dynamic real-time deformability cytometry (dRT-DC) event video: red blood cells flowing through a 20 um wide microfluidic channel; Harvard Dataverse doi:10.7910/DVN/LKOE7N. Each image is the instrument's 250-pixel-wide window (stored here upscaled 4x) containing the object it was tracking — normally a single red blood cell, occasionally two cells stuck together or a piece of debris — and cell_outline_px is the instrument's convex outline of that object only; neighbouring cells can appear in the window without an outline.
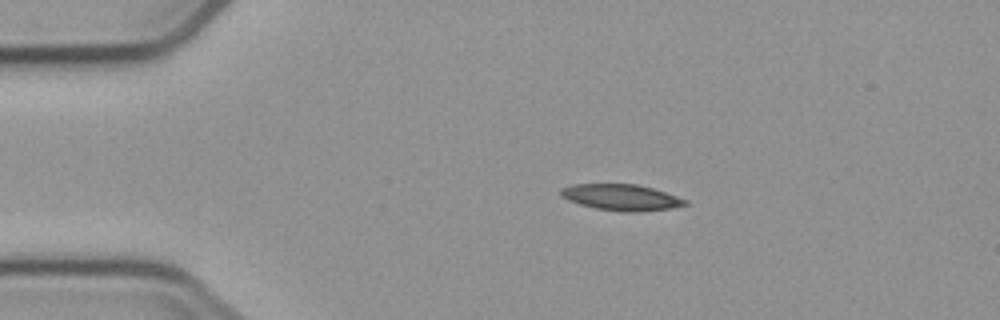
{"species": "common noctule bat (a hibernating species)", "species_latin": "Nyctalus noctula", "temperature_condition": "cold", "stored_images_in_passage": 7, "camera_frame_rate_fps": 3000, "um_per_image_px": 0.085, "animal": {"sex": "male", "body_mass_g": 23.1, "forearm_length_mm": 52.7}, "frame": {"image": 1, "passage_image": 1, "time_ms": 0.0, "image_size_px": [1000, 320], "cell_outline_px": [[688, 204], [672, 208], [632, 212], [624, 212], [596, 208], [580, 204], [568, 200], [560, 196], [560, 188], [572, 184], [636, 184], [652, 188], [688, 200]], "centroid_in_image_um": [52.78, 16.77], "position_along_channel_um": 32.2, "area_um2": 18.84}}
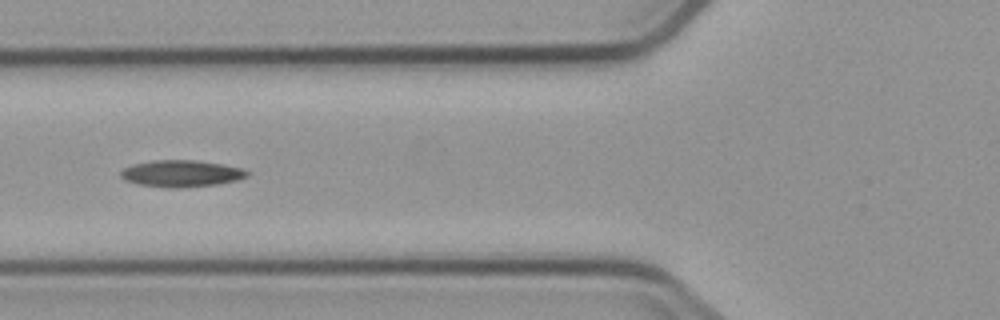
{"frame": {"image": 2, "passage_image": 4, "time_ms": 3.333, "image_size_px": [1000, 320], "cell_outline_px": [[252, 172], [248, 176], [236, 180], [220, 184], [180, 188], [164, 188], [136, 184], [124, 180], [120, 176], [120, 172], [124, 168], [132, 164], [156, 160], [196, 160], [220, 164], [240, 168]], "centroid_in_image_um": [15.39, 14.76], "position_along_channel_um": 110.4, "area_um2": 19.88}}
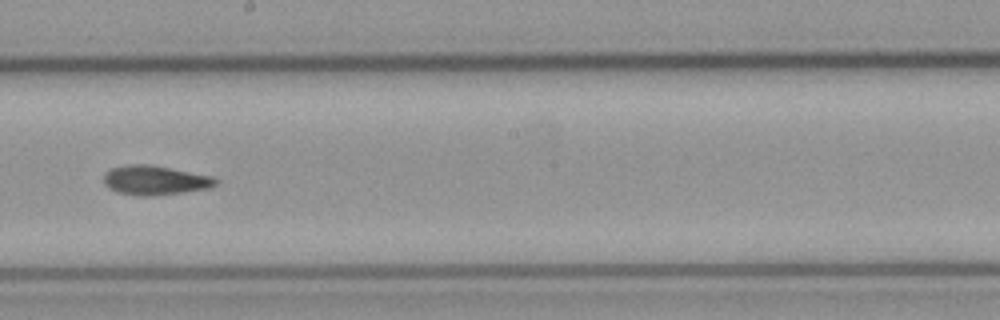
{"frame": {"image": 3, "passage_image": 7, "time_ms": 6.667, "image_size_px": [1000, 320], "cell_outline_px": [[220, 180], [216, 184], [208, 188], [184, 192], [152, 196], [136, 196], [116, 192], [108, 188], [104, 184], [104, 172], [112, 168], [128, 164], [148, 164], [212, 176]], "centroid_in_image_um": [13.14, 15.33], "position_along_channel_um": 235.1, "area_um2": 19.25}}